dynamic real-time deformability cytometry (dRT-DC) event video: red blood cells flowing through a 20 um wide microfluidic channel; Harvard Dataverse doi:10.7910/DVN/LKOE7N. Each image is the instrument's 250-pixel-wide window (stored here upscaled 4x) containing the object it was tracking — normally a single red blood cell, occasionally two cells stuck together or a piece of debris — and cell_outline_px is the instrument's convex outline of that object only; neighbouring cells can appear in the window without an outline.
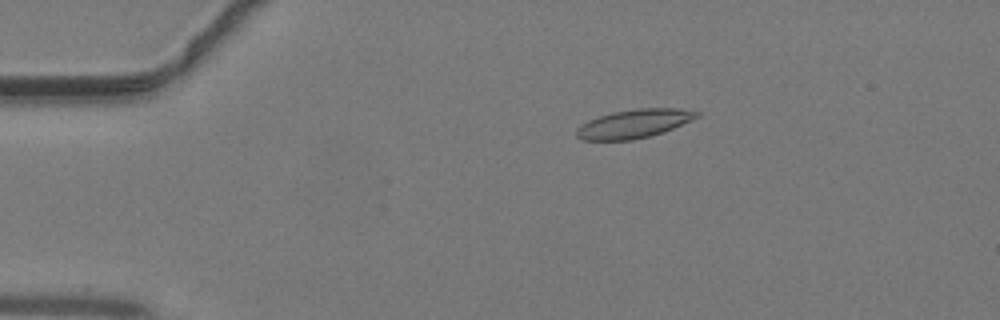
{"species": "common noctule bat (a hibernating species)", "species_latin": "Nyctalus noctula", "temperature_condition": "warm", "stored_images_in_passage": 23, "camera_frame_rate_fps": 3000, "um_per_image_px": 0.085, "animal": {"sex": "male", "body_mass_g": 19.2, "forearm_length_mm": 51.8}, "frame": {"image": 1, "passage_image": 6, "time_ms": 1.667, "image_size_px": [1000, 320], "cell_outline_px": [[700, 116], [664, 132], [632, 140], [580, 140], [576, 136], [576, 128], [588, 120], [612, 112], [636, 108], [680, 108], [700, 112]], "centroid_in_image_um": [53.88, 10.51], "position_along_channel_um": 31.1, "area_um2": 20.11}}
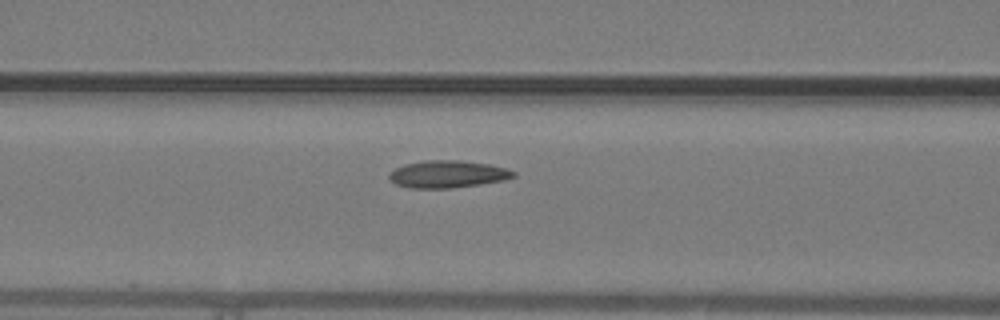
{"frame": {"image": 2, "passage_image": 16, "time_ms": 5.0, "image_size_px": [1000, 320], "cell_outline_px": [[516, 176], [504, 180], [480, 184], [452, 188], [408, 188], [396, 184], [388, 176], [388, 172], [404, 164], [424, 160], [460, 160], [488, 164], [504, 168], [516, 172]], "centroid_in_image_um": [38.03, 14.8], "position_along_channel_um": 128.6, "area_um2": 19.77}}
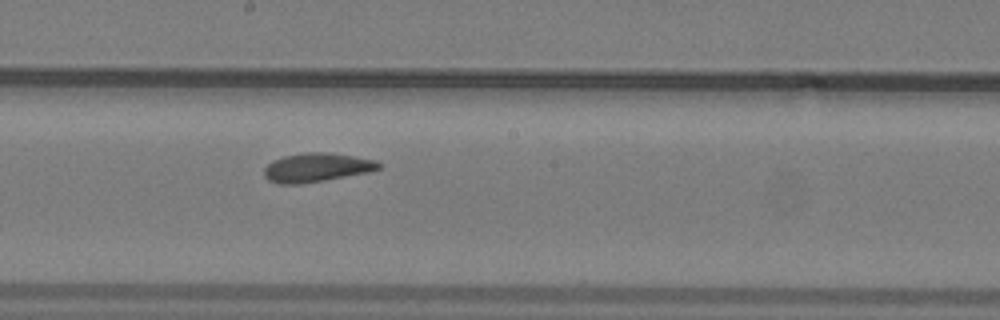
{"frame": {"image": 3, "passage_image": 22, "time_ms": 7.0, "image_size_px": [1000, 320], "cell_outline_px": [[380, 168], [368, 172], [324, 180], [300, 184], [280, 184], [268, 180], [264, 176], [264, 168], [272, 160], [284, 156], [304, 152], [328, 152], [376, 160], [380, 164]], "centroid_in_image_um": [26.87, 14.23], "position_along_channel_um": 221.3, "area_um2": 19.19}}